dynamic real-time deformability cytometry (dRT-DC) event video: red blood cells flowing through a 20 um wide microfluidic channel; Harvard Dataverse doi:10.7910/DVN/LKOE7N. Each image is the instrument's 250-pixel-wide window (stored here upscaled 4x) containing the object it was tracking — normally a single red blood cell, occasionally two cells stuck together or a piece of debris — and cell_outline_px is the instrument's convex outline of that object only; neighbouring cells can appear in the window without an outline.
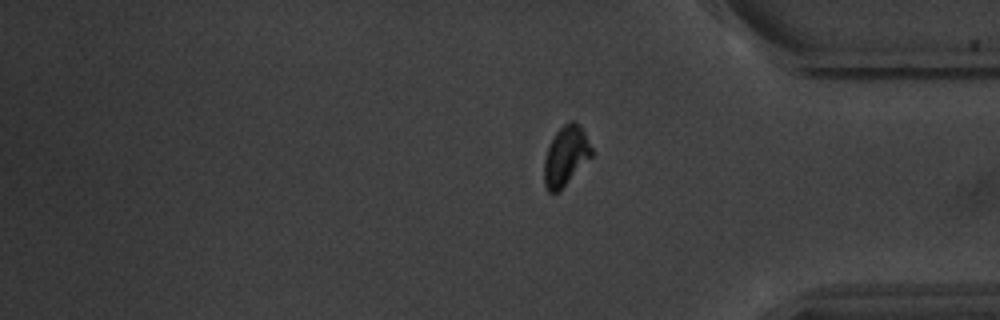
{"species": "common noctule bat (a hibernating species)", "species_latin": "Nyctalus noctula", "temperature_condition": "warm", "stored_images_in_passage": 16, "segment_of_instrument_passage": [2, 2], "camera_frame_rate_fps": 3000, "um_per_image_px": 0.085, "animal": {"sex": "male", "body_mass_g": 20.1, "forearm_length_mm": 53.5}, "frame": {"image": 1, "passage_image": 16, "time_ms": 20.0, "image_size_px": [1000, 320], "cell_outline_px": [[592, 156], [556, 192], [548, 192], [544, 184], [544, 160], [548, 148], [556, 132], [568, 120], [572, 120], [584, 132], [592, 148]], "centroid_in_image_um": [48.07, 13.23], "position_along_channel_um": 387.1, "area_um2": 15.84}}